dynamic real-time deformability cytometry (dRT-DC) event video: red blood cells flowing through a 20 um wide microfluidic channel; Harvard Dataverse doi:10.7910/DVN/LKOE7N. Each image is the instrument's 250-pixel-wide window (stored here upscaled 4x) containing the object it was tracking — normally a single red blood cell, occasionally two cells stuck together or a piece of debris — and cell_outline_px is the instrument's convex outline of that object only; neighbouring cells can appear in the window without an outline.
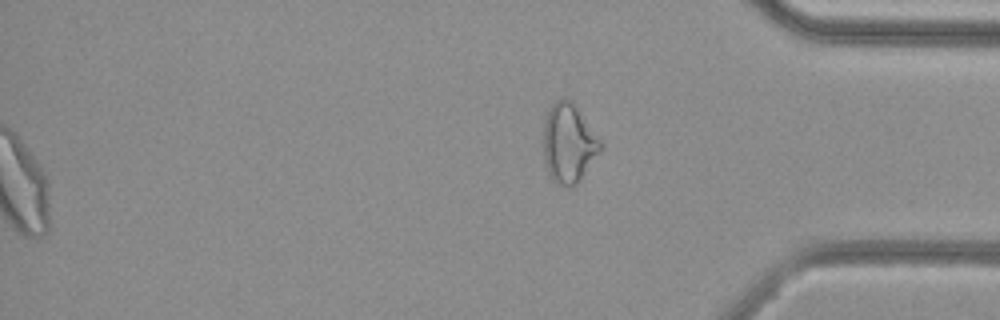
{"species": "common noctule bat (a hibernating species)", "species_latin": "Nyctalus noctula", "temperature_condition": "cold", "stored_images_in_passage": 51, "segment_of_instrument_passage": [2, 2], "camera_frame_rate_fps": 3000, "um_per_image_px": 0.085, "animal": {"sex": "female", "body_mass_g": 29.2, "forearm_length_mm": 56.3}, "frame": {"image": 1, "passage_image": 51, "time_ms": 16.667, "image_size_px": [1000, 320], "cell_outline_px": [[600, 152], [580, 180], [576, 184], [568, 188], [564, 188], [556, 184], [552, 180], [548, 172], [544, 160], [544, 120], [552, 104], [560, 96], [568, 96], [572, 100], [600, 140]], "centroid_in_image_um": [48.31, 12.17], "position_along_channel_um": 386.9, "area_um2": 26.41}}